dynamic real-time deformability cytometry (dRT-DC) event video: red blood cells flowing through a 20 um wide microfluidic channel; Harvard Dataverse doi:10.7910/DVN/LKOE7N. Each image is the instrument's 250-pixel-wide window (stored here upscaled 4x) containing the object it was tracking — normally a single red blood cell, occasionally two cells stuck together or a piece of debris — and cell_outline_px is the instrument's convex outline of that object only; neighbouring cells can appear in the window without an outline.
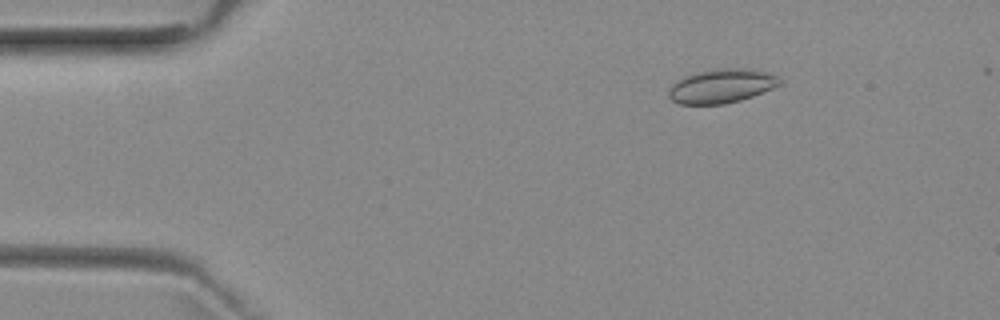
{"species": "common noctule bat (a hibernating species)", "species_latin": "Nyctalus noctula", "temperature_condition": "room temperature", "stored_images_in_passage": 4, "camera_frame_rate_fps": 3000, "um_per_image_px": 0.085, "animal": {"sex": "female", "body_mass_g": 29.2, "forearm_length_mm": 56.3}, "frame": {"image": 1, "passage_image": 2, "time_ms": 2.0, "image_size_px": [1000, 320], "cell_outline_px": [[780, 84], [772, 88], [752, 96], [740, 100], [724, 104], [680, 104], [672, 100], [668, 96], [668, 88], [676, 80], [684, 76], [696, 72], [712, 68], [748, 68], [768, 72], [776, 76], [780, 80]], "centroid_in_image_um": [61.28, 7.29], "position_along_channel_um": 23.7, "area_um2": 22.14}}
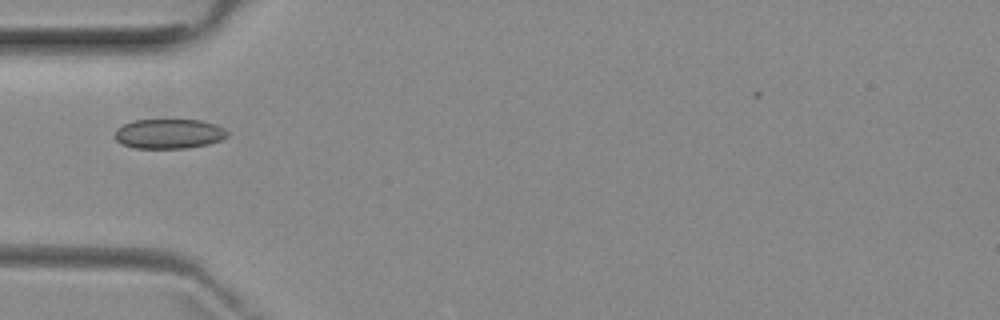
{"frame": {"image": 2, "passage_image": 4, "time_ms": 5.0, "image_size_px": [1000, 320], "cell_outline_px": [[228, 136], [220, 140], [208, 144], [188, 148], [136, 148], [120, 144], [116, 140], [116, 128], [132, 120], [200, 120], [216, 124], [224, 128], [228, 132]], "centroid_in_image_um": [14.36, 11.37], "position_along_channel_um": 70.6, "area_um2": 19.54}}